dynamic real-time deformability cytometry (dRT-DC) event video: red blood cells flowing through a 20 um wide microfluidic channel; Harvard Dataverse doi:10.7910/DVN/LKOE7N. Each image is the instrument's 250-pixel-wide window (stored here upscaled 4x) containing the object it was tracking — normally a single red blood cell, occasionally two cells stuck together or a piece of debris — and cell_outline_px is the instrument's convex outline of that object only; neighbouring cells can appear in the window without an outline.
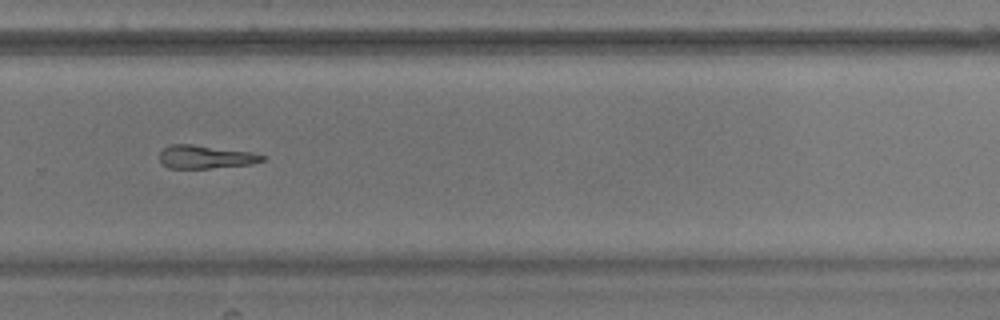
{"species": "common noctule bat (a hibernating species)", "species_latin": "Nyctalus noctula", "temperature_condition": "warm", "stored_images_in_passage": 41, "camera_frame_rate_fps": 3000, "um_per_image_px": 0.085, "animal": {"sex": "male", "body_mass_g": 17.9}, "frame": {"image": 1, "passage_image": 24, "time_ms": 7.667, "image_size_px": [1000, 320], "cell_outline_px": [[268, 156], [264, 160], [248, 164], [212, 168], [168, 168], [160, 160], [160, 152], [164, 148], [172, 144], [192, 144], [248, 152]], "centroid_in_image_um": [17.45, 13.33], "position_along_channel_um": 312.4, "area_um2": 13.64}}